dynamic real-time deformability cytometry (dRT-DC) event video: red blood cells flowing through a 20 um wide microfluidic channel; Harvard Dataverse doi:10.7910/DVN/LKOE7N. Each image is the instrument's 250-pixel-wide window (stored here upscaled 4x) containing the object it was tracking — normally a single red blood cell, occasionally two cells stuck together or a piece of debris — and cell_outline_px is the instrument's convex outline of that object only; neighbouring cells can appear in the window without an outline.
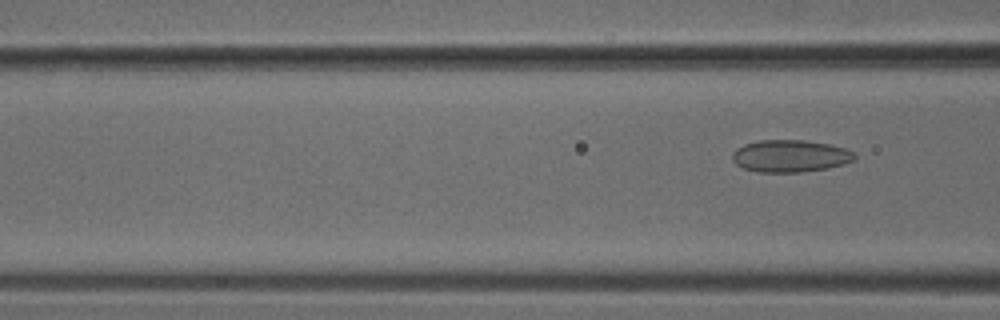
{"species": "common noctule bat (a hibernating species)", "species_latin": "Nyctalus noctula", "temperature_condition": "cold", "stored_images_in_passage": 6, "camera_frame_rate_fps": 3000, "um_per_image_px": 0.085, "animal": {"sex": "male", "body_mass_g": 18.8}, "frame": {"image": 1, "passage_image": 6, "time_ms": 1.667, "image_size_px": [1000, 320], "cell_outline_px": [[856, 156], [852, 160], [844, 164], [828, 168], [800, 172], [756, 172], [744, 168], [736, 164], [732, 160], [732, 152], [736, 148], [744, 144], [760, 140], [804, 140], [828, 144], [844, 148], [852, 152]], "centroid_in_image_um": [67.12, 13.26], "position_along_channel_um": 99.5, "area_um2": 22.89}}